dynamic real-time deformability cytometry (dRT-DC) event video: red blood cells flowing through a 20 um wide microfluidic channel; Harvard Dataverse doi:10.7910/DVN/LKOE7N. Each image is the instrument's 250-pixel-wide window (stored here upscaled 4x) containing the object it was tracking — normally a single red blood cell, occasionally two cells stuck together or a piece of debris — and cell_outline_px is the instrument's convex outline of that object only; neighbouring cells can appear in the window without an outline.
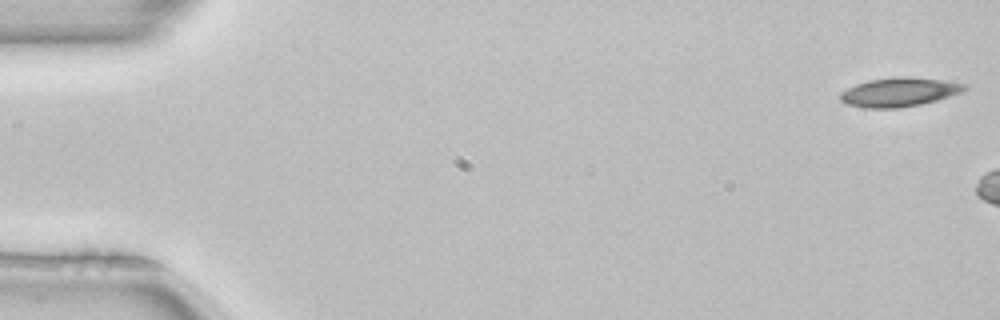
{"species": "common noctule bat (a hibernating species)", "species_latin": "Nyctalus noctula", "temperature_condition": "room temperature", "stored_images_in_passage": 2, "camera_frame_rate_fps": 3000, "um_per_image_px": 0.085, "animal": {"sex": "female", "body_mass_g": 22.7, "forearm_length_mm": 54.2}, "frame": {"image": 1, "passage_image": 1, "time_ms": 0.0, "image_size_px": [1000, 320], "cell_outline_px": [[968, 88], [960, 92], [936, 100], [920, 104], [900, 108], [864, 108], [848, 104], [840, 100], [840, 92], [856, 84], [868, 80], [896, 76], [908, 76], [944, 80], [964, 84]], "centroid_in_image_um": [76.4, 7.82], "position_along_channel_um": 8.6, "area_um2": 20.92}}